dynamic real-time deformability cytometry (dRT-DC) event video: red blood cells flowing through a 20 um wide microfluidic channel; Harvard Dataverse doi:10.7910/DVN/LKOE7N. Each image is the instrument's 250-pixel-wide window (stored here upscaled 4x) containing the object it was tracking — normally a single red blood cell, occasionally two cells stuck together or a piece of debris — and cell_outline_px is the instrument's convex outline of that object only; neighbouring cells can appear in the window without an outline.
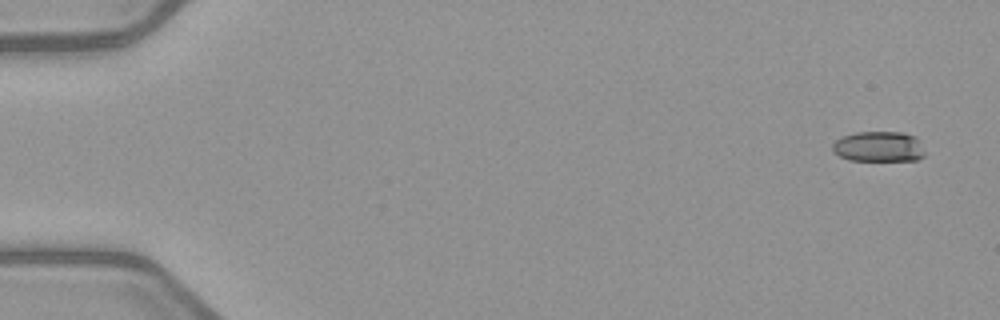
{"species": "common noctule bat (a hibernating species)", "species_latin": "Nyctalus noctula", "temperature_condition": "warm", "stored_images_in_passage": 5, "camera_frame_rate_fps": 3000, "um_per_image_px": 0.085, "animal": {"sex": "female", "body_mass_g": 21.9}, "frame": {"image": 1, "passage_image": 1, "time_ms": 0.0, "image_size_px": [1000, 320], "cell_outline_px": [[924, 156], [916, 160], [848, 160], [840, 156], [832, 148], [832, 144], [836, 140], [844, 136], [856, 132], [904, 132], [916, 136], [924, 152]], "centroid_in_image_um": [74.71, 12.45], "position_along_channel_um": 10.3, "area_um2": 16.24}}
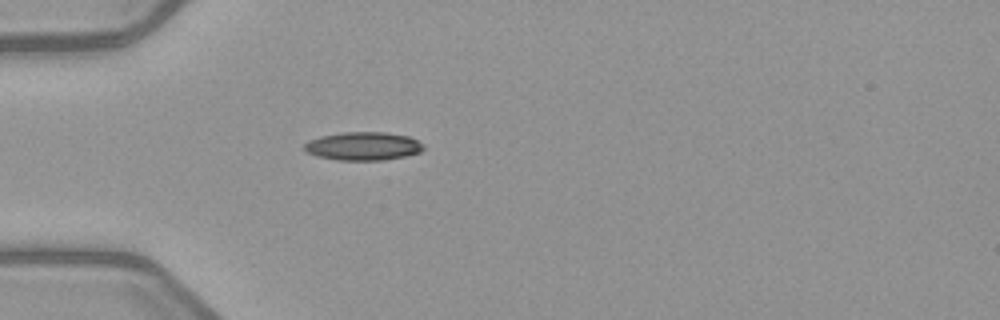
{"frame": {"image": 2, "passage_image": 5, "time_ms": 4.667, "image_size_px": [1000, 320], "cell_outline_px": [[424, 148], [420, 152], [404, 156], [384, 160], [336, 160], [316, 156], [304, 152], [304, 144], [308, 140], [320, 136], [344, 132], [384, 132], [408, 136], [424, 144]], "centroid_in_image_um": [30.83, 12.42], "position_along_channel_um": 54.2, "area_um2": 19.77}}